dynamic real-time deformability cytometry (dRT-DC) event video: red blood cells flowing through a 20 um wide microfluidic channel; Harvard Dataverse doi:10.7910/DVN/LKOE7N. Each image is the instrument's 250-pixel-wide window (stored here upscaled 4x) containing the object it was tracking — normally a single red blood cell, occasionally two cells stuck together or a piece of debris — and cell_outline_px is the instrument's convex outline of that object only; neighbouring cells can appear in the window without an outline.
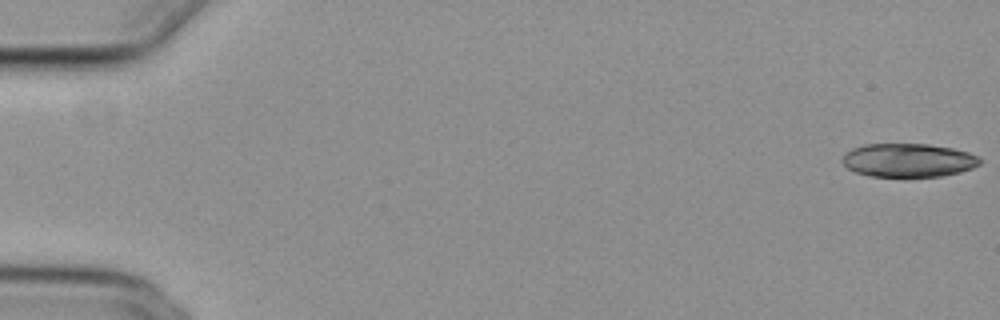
{"species": "common noctule bat (a hibernating species)", "species_latin": "Nyctalus noctula", "temperature_condition": "cold", "stored_images_in_passage": 55, "segment_of_instrument_passage": [1, 2], "camera_frame_rate_fps": 3000, "um_per_image_px": 0.085, "animal": {"sex": "female", "body_mass_g": 29.2, "forearm_length_mm": 56.3}, "frame": {"image": 1, "passage_image": 1, "time_ms": 0.0, "image_size_px": [1000, 320], "cell_outline_px": [[980, 164], [972, 168], [960, 172], [944, 176], [872, 176], [856, 172], [848, 168], [840, 160], [852, 148], [864, 144], [928, 144], [952, 148], [968, 152], [976, 156], [980, 160]], "centroid_in_image_um": [77.21, 13.61], "position_along_channel_um": 7.8, "area_um2": 26.7}}
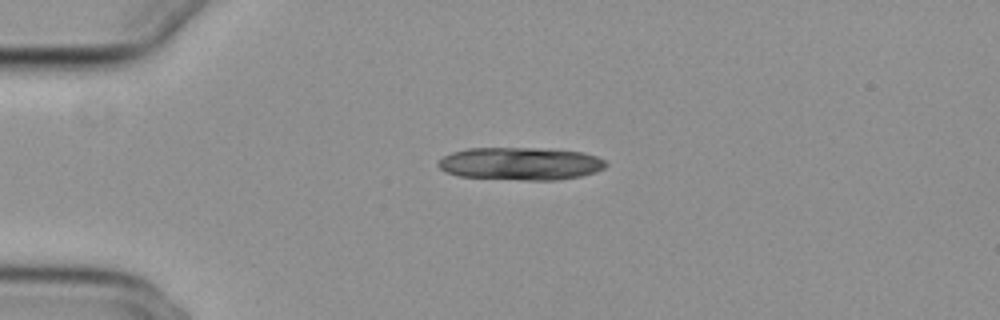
{"frame": {"image": 2, "passage_image": 14, "time_ms": 4.333, "image_size_px": [1000, 320], "cell_outline_px": [[608, 164], [604, 168], [596, 172], [580, 176], [556, 180], [524, 180], [460, 176], [444, 172], [436, 164], [444, 156], [452, 152], [468, 148], [536, 148], [584, 152], [596, 156], [604, 160]], "centroid_in_image_um": [44.24, 13.91], "position_along_channel_um": 40.8, "area_um2": 31.96}}